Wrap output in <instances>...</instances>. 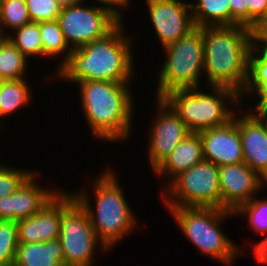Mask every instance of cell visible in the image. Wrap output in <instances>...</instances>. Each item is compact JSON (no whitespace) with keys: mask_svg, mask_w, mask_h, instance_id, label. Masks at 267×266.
Returning a JSON list of instances; mask_svg holds the SVG:
<instances>
[{"mask_svg":"<svg viewBox=\"0 0 267 266\" xmlns=\"http://www.w3.org/2000/svg\"><path fill=\"white\" fill-rule=\"evenodd\" d=\"M122 21L106 36L72 49L57 69L56 78L79 82L89 80L131 82L133 56L131 37L124 36Z\"/></svg>","mask_w":267,"mask_h":266,"instance_id":"obj_1","label":"cell"},{"mask_svg":"<svg viewBox=\"0 0 267 266\" xmlns=\"http://www.w3.org/2000/svg\"><path fill=\"white\" fill-rule=\"evenodd\" d=\"M204 73L211 87H226L238 95L248 79L249 55L255 46L254 31L236 26L202 27Z\"/></svg>","mask_w":267,"mask_h":266,"instance_id":"obj_2","label":"cell"},{"mask_svg":"<svg viewBox=\"0 0 267 266\" xmlns=\"http://www.w3.org/2000/svg\"><path fill=\"white\" fill-rule=\"evenodd\" d=\"M84 117L95 138L127 139L131 133L133 102L127 83L100 80L77 82Z\"/></svg>","mask_w":267,"mask_h":266,"instance_id":"obj_3","label":"cell"},{"mask_svg":"<svg viewBox=\"0 0 267 266\" xmlns=\"http://www.w3.org/2000/svg\"><path fill=\"white\" fill-rule=\"evenodd\" d=\"M98 178L94 184L96 214L93 213L86 191V194L82 191L73 196L87 212L98 239L110 249L134 230L138 223L114 174L108 171Z\"/></svg>","mask_w":267,"mask_h":266,"instance_id":"obj_4","label":"cell"},{"mask_svg":"<svg viewBox=\"0 0 267 266\" xmlns=\"http://www.w3.org/2000/svg\"><path fill=\"white\" fill-rule=\"evenodd\" d=\"M189 241L202 253L231 264L242 251L221 232L219 224L234 212L215 207H168Z\"/></svg>","mask_w":267,"mask_h":266,"instance_id":"obj_5","label":"cell"},{"mask_svg":"<svg viewBox=\"0 0 267 266\" xmlns=\"http://www.w3.org/2000/svg\"><path fill=\"white\" fill-rule=\"evenodd\" d=\"M198 89L174 90L163 98L190 132L219 127L233 119L234 112L225 103L231 100L239 104L240 95L226 87H212L213 94Z\"/></svg>","mask_w":267,"mask_h":266,"instance_id":"obj_6","label":"cell"},{"mask_svg":"<svg viewBox=\"0 0 267 266\" xmlns=\"http://www.w3.org/2000/svg\"><path fill=\"white\" fill-rule=\"evenodd\" d=\"M164 49L167 58L159 72L157 98L163 99L174 90L197 89L204 72L202 28L195 27Z\"/></svg>","mask_w":267,"mask_h":266,"instance_id":"obj_7","label":"cell"},{"mask_svg":"<svg viewBox=\"0 0 267 266\" xmlns=\"http://www.w3.org/2000/svg\"><path fill=\"white\" fill-rule=\"evenodd\" d=\"M161 193L167 207H215L221 209L219 166L203 159L168 181ZM171 196V197H170Z\"/></svg>","mask_w":267,"mask_h":266,"instance_id":"obj_8","label":"cell"},{"mask_svg":"<svg viewBox=\"0 0 267 266\" xmlns=\"http://www.w3.org/2000/svg\"><path fill=\"white\" fill-rule=\"evenodd\" d=\"M59 240L64 266H91L96 247L107 250L98 239L87 212L76 199L61 212Z\"/></svg>","mask_w":267,"mask_h":266,"instance_id":"obj_9","label":"cell"},{"mask_svg":"<svg viewBox=\"0 0 267 266\" xmlns=\"http://www.w3.org/2000/svg\"><path fill=\"white\" fill-rule=\"evenodd\" d=\"M69 48L76 49L110 33L122 20L104 7H62L57 18Z\"/></svg>","mask_w":267,"mask_h":266,"instance_id":"obj_10","label":"cell"},{"mask_svg":"<svg viewBox=\"0 0 267 266\" xmlns=\"http://www.w3.org/2000/svg\"><path fill=\"white\" fill-rule=\"evenodd\" d=\"M157 118L150 129L149 160L153 171L174 148L191 133L179 115L164 100L157 98Z\"/></svg>","mask_w":267,"mask_h":266,"instance_id":"obj_11","label":"cell"},{"mask_svg":"<svg viewBox=\"0 0 267 266\" xmlns=\"http://www.w3.org/2000/svg\"><path fill=\"white\" fill-rule=\"evenodd\" d=\"M150 20L162 47H166L195 28L190 3L181 0H146Z\"/></svg>","mask_w":267,"mask_h":266,"instance_id":"obj_12","label":"cell"},{"mask_svg":"<svg viewBox=\"0 0 267 266\" xmlns=\"http://www.w3.org/2000/svg\"><path fill=\"white\" fill-rule=\"evenodd\" d=\"M221 209L235 212L267 184L246 163L219 166ZM264 184V185H263Z\"/></svg>","mask_w":267,"mask_h":266,"instance_id":"obj_13","label":"cell"},{"mask_svg":"<svg viewBox=\"0 0 267 266\" xmlns=\"http://www.w3.org/2000/svg\"><path fill=\"white\" fill-rule=\"evenodd\" d=\"M74 199L73 194L61 190L39 213L17 221L18 243H42L59 238L61 212Z\"/></svg>","mask_w":267,"mask_h":266,"instance_id":"obj_14","label":"cell"},{"mask_svg":"<svg viewBox=\"0 0 267 266\" xmlns=\"http://www.w3.org/2000/svg\"><path fill=\"white\" fill-rule=\"evenodd\" d=\"M32 173L15 193L0 198V220L19 221L39 213L59 192L42 188Z\"/></svg>","mask_w":267,"mask_h":266,"instance_id":"obj_15","label":"cell"},{"mask_svg":"<svg viewBox=\"0 0 267 266\" xmlns=\"http://www.w3.org/2000/svg\"><path fill=\"white\" fill-rule=\"evenodd\" d=\"M203 158L217 166L243 162L242 142L234 119L225 125L198 132Z\"/></svg>","mask_w":267,"mask_h":266,"instance_id":"obj_16","label":"cell"},{"mask_svg":"<svg viewBox=\"0 0 267 266\" xmlns=\"http://www.w3.org/2000/svg\"><path fill=\"white\" fill-rule=\"evenodd\" d=\"M233 119L238 125L242 142L243 162L267 182V127L251 112Z\"/></svg>","mask_w":267,"mask_h":266,"instance_id":"obj_17","label":"cell"},{"mask_svg":"<svg viewBox=\"0 0 267 266\" xmlns=\"http://www.w3.org/2000/svg\"><path fill=\"white\" fill-rule=\"evenodd\" d=\"M202 141L199 133H189L164 159V161L154 170L158 176L171 178L176 177L179 173L188 170L192 166L203 160ZM168 174V175H167Z\"/></svg>","mask_w":267,"mask_h":266,"instance_id":"obj_18","label":"cell"},{"mask_svg":"<svg viewBox=\"0 0 267 266\" xmlns=\"http://www.w3.org/2000/svg\"><path fill=\"white\" fill-rule=\"evenodd\" d=\"M13 266H64L59 238L42 243H19Z\"/></svg>","mask_w":267,"mask_h":266,"instance_id":"obj_19","label":"cell"},{"mask_svg":"<svg viewBox=\"0 0 267 266\" xmlns=\"http://www.w3.org/2000/svg\"><path fill=\"white\" fill-rule=\"evenodd\" d=\"M247 92L250 95L254 93L259 96L260 100L255 105V109H267V54L258 49L256 45L249 55L248 79L240 98L244 96V93L247 95Z\"/></svg>","mask_w":267,"mask_h":266,"instance_id":"obj_20","label":"cell"},{"mask_svg":"<svg viewBox=\"0 0 267 266\" xmlns=\"http://www.w3.org/2000/svg\"><path fill=\"white\" fill-rule=\"evenodd\" d=\"M190 4L195 27L231 26L230 0H196Z\"/></svg>","mask_w":267,"mask_h":266,"instance_id":"obj_21","label":"cell"},{"mask_svg":"<svg viewBox=\"0 0 267 266\" xmlns=\"http://www.w3.org/2000/svg\"><path fill=\"white\" fill-rule=\"evenodd\" d=\"M31 91L24 79L2 82L0 89V117L12 114L28 103Z\"/></svg>","mask_w":267,"mask_h":266,"instance_id":"obj_22","label":"cell"},{"mask_svg":"<svg viewBox=\"0 0 267 266\" xmlns=\"http://www.w3.org/2000/svg\"><path fill=\"white\" fill-rule=\"evenodd\" d=\"M39 31L41 42L43 45V57H54L62 53L63 51L68 52L66 53L63 61L61 60V66L68 59L72 49L68 48L69 45L65 40L64 34L60 28L57 19L39 22Z\"/></svg>","mask_w":267,"mask_h":266,"instance_id":"obj_23","label":"cell"},{"mask_svg":"<svg viewBox=\"0 0 267 266\" xmlns=\"http://www.w3.org/2000/svg\"><path fill=\"white\" fill-rule=\"evenodd\" d=\"M27 60L8 39L0 47V79L3 81L23 79Z\"/></svg>","mask_w":267,"mask_h":266,"instance_id":"obj_24","label":"cell"},{"mask_svg":"<svg viewBox=\"0 0 267 266\" xmlns=\"http://www.w3.org/2000/svg\"><path fill=\"white\" fill-rule=\"evenodd\" d=\"M16 31V32H15ZM8 39L28 59L31 55L43 56L39 23L30 21L26 25L15 29Z\"/></svg>","mask_w":267,"mask_h":266,"instance_id":"obj_25","label":"cell"},{"mask_svg":"<svg viewBox=\"0 0 267 266\" xmlns=\"http://www.w3.org/2000/svg\"><path fill=\"white\" fill-rule=\"evenodd\" d=\"M3 26L13 31L31 21L25 0H0Z\"/></svg>","mask_w":267,"mask_h":266,"instance_id":"obj_26","label":"cell"},{"mask_svg":"<svg viewBox=\"0 0 267 266\" xmlns=\"http://www.w3.org/2000/svg\"><path fill=\"white\" fill-rule=\"evenodd\" d=\"M18 244L17 222L0 220V266H13Z\"/></svg>","mask_w":267,"mask_h":266,"instance_id":"obj_27","label":"cell"},{"mask_svg":"<svg viewBox=\"0 0 267 266\" xmlns=\"http://www.w3.org/2000/svg\"><path fill=\"white\" fill-rule=\"evenodd\" d=\"M253 198L251 201L241 205L235 212V215L249 216V226L253 227L256 232L267 236V199L256 200Z\"/></svg>","mask_w":267,"mask_h":266,"instance_id":"obj_28","label":"cell"},{"mask_svg":"<svg viewBox=\"0 0 267 266\" xmlns=\"http://www.w3.org/2000/svg\"><path fill=\"white\" fill-rule=\"evenodd\" d=\"M31 21L44 22L56 20L61 6L56 0H25Z\"/></svg>","mask_w":267,"mask_h":266,"instance_id":"obj_29","label":"cell"},{"mask_svg":"<svg viewBox=\"0 0 267 266\" xmlns=\"http://www.w3.org/2000/svg\"><path fill=\"white\" fill-rule=\"evenodd\" d=\"M32 171L0 166V198L16 192L21 184L32 174Z\"/></svg>","mask_w":267,"mask_h":266,"instance_id":"obj_30","label":"cell"},{"mask_svg":"<svg viewBox=\"0 0 267 266\" xmlns=\"http://www.w3.org/2000/svg\"><path fill=\"white\" fill-rule=\"evenodd\" d=\"M267 21V0H248V28L255 31Z\"/></svg>","mask_w":267,"mask_h":266,"instance_id":"obj_31","label":"cell"},{"mask_svg":"<svg viewBox=\"0 0 267 266\" xmlns=\"http://www.w3.org/2000/svg\"><path fill=\"white\" fill-rule=\"evenodd\" d=\"M231 26L248 28V0H230Z\"/></svg>","mask_w":267,"mask_h":266,"instance_id":"obj_32","label":"cell"},{"mask_svg":"<svg viewBox=\"0 0 267 266\" xmlns=\"http://www.w3.org/2000/svg\"><path fill=\"white\" fill-rule=\"evenodd\" d=\"M255 45L263 53L267 54V21L262 23L255 31ZM259 43V46H258ZM263 43V44H261ZM261 44V46H260Z\"/></svg>","mask_w":267,"mask_h":266,"instance_id":"obj_33","label":"cell"},{"mask_svg":"<svg viewBox=\"0 0 267 266\" xmlns=\"http://www.w3.org/2000/svg\"><path fill=\"white\" fill-rule=\"evenodd\" d=\"M104 4V7L111 10L117 17L122 20L121 12L119 7L128 6L130 0H96ZM108 5V6H107Z\"/></svg>","mask_w":267,"mask_h":266,"instance_id":"obj_34","label":"cell"},{"mask_svg":"<svg viewBox=\"0 0 267 266\" xmlns=\"http://www.w3.org/2000/svg\"><path fill=\"white\" fill-rule=\"evenodd\" d=\"M254 253L258 262L267 263V236L255 245Z\"/></svg>","mask_w":267,"mask_h":266,"instance_id":"obj_35","label":"cell"},{"mask_svg":"<svg viewBox=\"0 0 267 266\" xmlns=\"http://www.w3.org/2000/svg\"><path fill=\"white\" fill-rule=\"evenodd\" d=\"M61 7L78 5L84 3V0H56Z\"/></svg>","mask_w":267,"mask_h":266,"instance_id":"obj_36","label":"cell"},{"mask_svg":"<svg viewBox=\"0 0 267 266\" xmlns=\"http://www.w3.org/2000/svg\"><path fill=\"white\" fill-rule=\"evenodd\" d=\"M258 113V117L265 123L267 127V109H255L254 113Z\"/></svg>","mask_w":267,"mask_h":266,"instance_id":"obj_37","label":"cell"},{"mask_svg":"<svg viewBox=\"0 0 267 266\" xmlns=\"http://www.w3.org/2000/svg\"><path fill=\"white\" fill-rule=\"evenodd\" d=\"M3 24H2V20H1V16H0V47L8 40L9 35H5L4 34V28H3Z\"/></svg>","mask_w":267,"mask_h":266,"instance_id":"obj_38","label":"cell"},{"mask_svg":"<svg viewBox=\"0 0 267 266\" xmlns=\"http://www.w3.org/2000/svg\"><path fill=\"white\" fill-rule=\"evenodd\" d=\"M2 82H3V80L0 79V89H1V86H2Z\"/></svg>","mask_w":267,"mask_h":266,"instance_id":"obj_39","label":"cell"}]
</instances>
